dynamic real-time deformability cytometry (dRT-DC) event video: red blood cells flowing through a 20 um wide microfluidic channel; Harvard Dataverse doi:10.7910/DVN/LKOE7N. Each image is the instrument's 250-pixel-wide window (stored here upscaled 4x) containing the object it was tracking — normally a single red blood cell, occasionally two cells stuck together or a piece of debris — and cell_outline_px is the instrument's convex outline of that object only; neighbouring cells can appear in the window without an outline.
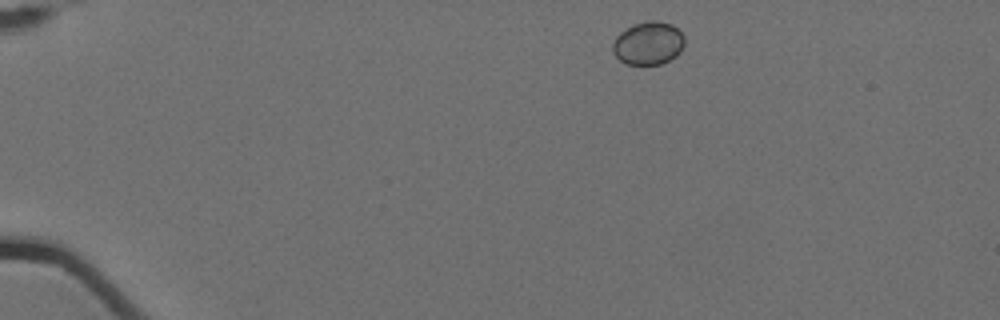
{"species": "Egyptian fruit bat (a non-hibernating species)", "species_latin": "Rousettus aegyptiacus", "temperature_condition": "cold", "stored_images_in_passage": 4, "camera_frame_rate_fps": 3000, "um_per_image_px": 0.085, "animal": {"sex": "female"}, "frame": {"image": 1, "passage_image": 1, "time_ms": 0.0, "image_size_px": [1000, 320], "cell_outline_px": [[684, 44], [680, 52], [676, 56], [660, 64], [624, 64], [612, 52], [612, 44], [616, 36], [620, 32], [632, 24], [644, 20], [656, 20], [672, 24], [684, 36]], "centroid_in_image_um": [55.08, 3.65], "position_along_channel_um": 29.9, "area_um2": 18.21}}